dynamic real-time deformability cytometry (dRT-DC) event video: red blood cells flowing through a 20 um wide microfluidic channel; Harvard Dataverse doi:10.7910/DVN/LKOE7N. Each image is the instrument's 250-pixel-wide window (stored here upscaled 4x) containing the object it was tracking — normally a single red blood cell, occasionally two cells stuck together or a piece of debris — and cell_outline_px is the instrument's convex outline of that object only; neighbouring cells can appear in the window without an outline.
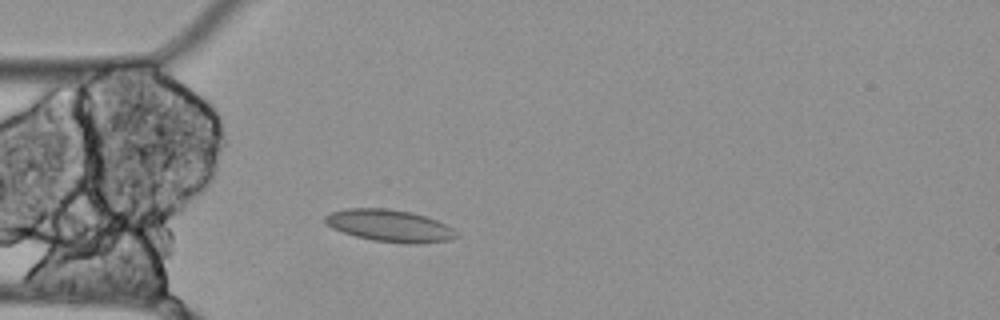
{"species": "Egyptian fruit bat (a non-hibernating species)", "species_latin": "Rousettus aegyptiacus", "temperature_condition": "cold", "stored_images_in_passage": 35, "camera_frame_rate_fps": 3000, "um_per_image_px": 0.085, "animal": {"sex": "female"}, "frame": {"image": 1, "passage_image": 5, "time_ms": 1.333, "image_size_px": [1000, 320], "cell_outline_px": [[460, 236], [448, 240], [416, 244], [412, 244], [372, 240], [356, 236], [332, 228], [324, 224], [324, 216], [332, 212], [348, 208], [388, 208], [412, 212], [436, 220], [452, 228]], "centroid_in_image_um": [33.1, 19.18], "position_along_channel_um": 51.9, "area_um2": 24.45}}
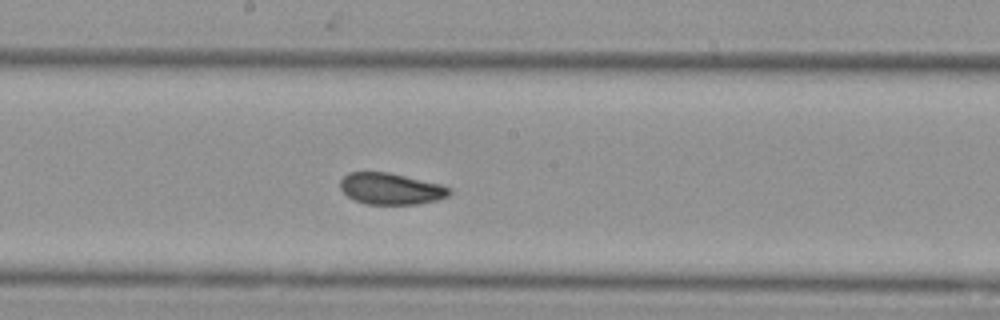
{"frame": {"image": 2, "passage_image": 19, "time_ms": 6.0, "image_size_px": [1000, 320], "cell_outline_px": [[452, 192], [448, 196], [436, 200], [416, 204], [368, 204], [356, 200], [348, 196], [340, 188], [340, 180], [348, 172], [388, 172], [440, 184], [452, 188]], "centroid_in_image_um": [33.23, 16.04], "position_along_channel_um": 215.0, "area_um2": 19.88}}
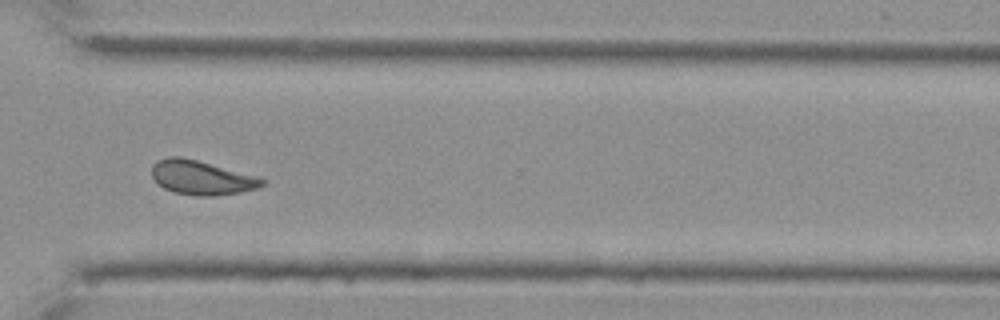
{"frame": {"image": 3, "passage_image": 31, "time_ms": 10.0, "image_size_px": [1000, 320], "cell_outline_px": [[268, 180], [264, 184], [256, 188], [240, 192], [216, 196], [196, 196], [172, 192], [164, 188], [152, 176], [152, 164], [156, 160], [168, 156], [180, 156], [196, 160]], "centroid_in_image_um": [17.08, 15.1], "position_along_channel_um": 353.5, "area_um2": 21.73}}